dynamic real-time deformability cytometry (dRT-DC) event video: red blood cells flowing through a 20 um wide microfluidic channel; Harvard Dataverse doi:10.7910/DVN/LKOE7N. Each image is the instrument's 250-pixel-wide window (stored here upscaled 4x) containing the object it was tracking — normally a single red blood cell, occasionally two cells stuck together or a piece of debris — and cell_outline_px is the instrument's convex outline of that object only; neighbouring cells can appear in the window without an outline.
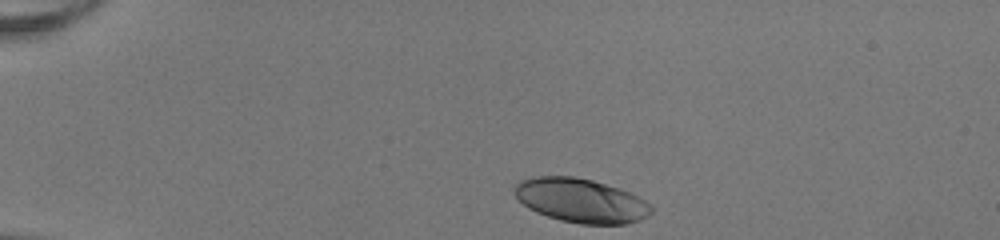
{"species": "human", "species_latin": "Homo sapiens", "temperature_condition": "room temperature", "stored_images_in_passage": 34, "camera_frame_rate_fps": 3000, "um_per_image_px": 0.085, "donor": {"sex": "female"}, "frame": {"image": 1, "passage_image": 1, "time_ms": 0.0, "image_size_px": [1000, 240], "cell_outline_px": [[652, 212], [648, 216], [640, 220], [624, 224], [580, 224], [560, 220], [536, 212], [528, 208], [512, 192], [512, 188], [520, 180], [536, 176], [572, 176], [592, 180], [620, 188], [652, 204]], "centroid_in_image_um": [49.37, 17.04], "position_along_channel_um": 35.6, "area_um2": 35.2}}
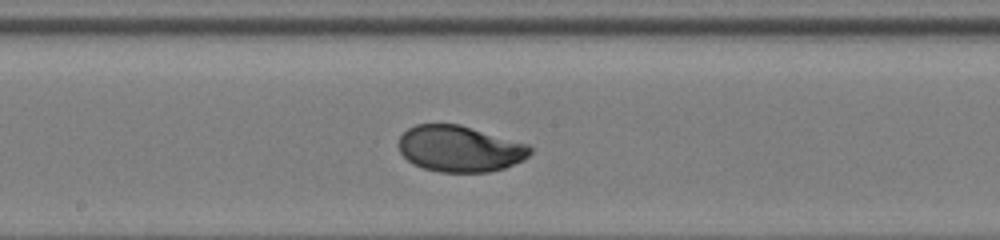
{"frame": {"image": 2, "passage_image": 19, "time_ms": 6.0, "image_size_px": [1000, 240], "cell_outline_px": [[532, 152], [524, 160], [504, 168], [488, 172], [440, 172], [424, 168], [412, 164], [400, 152], [396, 144], [400, 136], [408, 128], [416, 124], [460, 124], [532, 144]], "centroid_in_image_um": [39.1, 12.63], "position_along_channel_um": 209.1, "area_um2": 35.95}}
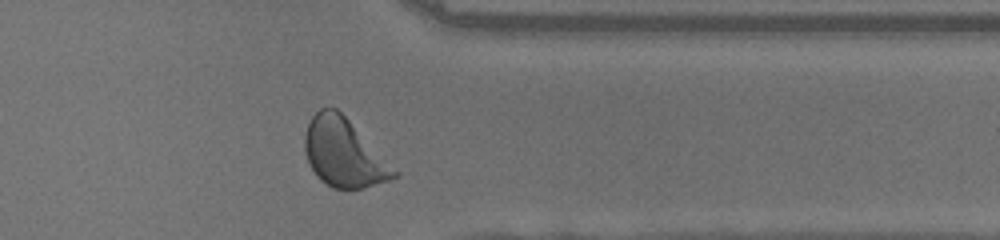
{"frame": {"image": 3, "passage_image": 32, "time_ms": 10.333, "image_size_px": [1000, 240], "cell_outline_px": [[400, 176], [364, 188], [332, 188], [320, 180], [316, 176], [308, 160], [304, 148], [304, 136], [308, 124], [312, 116], [320, 108], [336, 108], [400, 172]], "centroid_in_image_um": [29.23, 13.01], "position_along_channel_um": 382.2, "area_um2": 35.14}, "authors_computed_cell_mechanics": {"area_um2": 35.7204, "velocity_mm_per_s": 4.0472, "shape_relaxation_time_tau1_ms": 2.3843, "shape_relaxation_time_tau2_ms": null, "deformation_change_tau1": 0.169, "deformation_change_tau2": null}}